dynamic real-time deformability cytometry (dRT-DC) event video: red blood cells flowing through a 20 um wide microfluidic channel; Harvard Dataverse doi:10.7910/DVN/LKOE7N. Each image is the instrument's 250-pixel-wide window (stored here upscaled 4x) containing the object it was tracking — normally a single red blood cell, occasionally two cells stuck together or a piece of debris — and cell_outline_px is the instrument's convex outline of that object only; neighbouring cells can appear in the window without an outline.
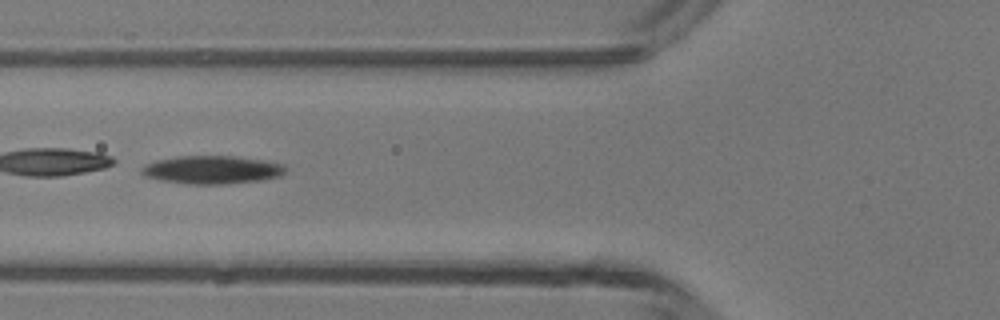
{"species": "common noctule bat (a hibernating species)", "species_latin": "Nyctalus noctula", "temperature_condition": "room temperature", "stored_images_in_passage": 40, "camera_frame_rate_fps": 3000, "um_per_image_px": 0.085, "animal": {"sex": "male", "body_mass_g": 13.3}, "frame": {"image": 1, "passage_image": 10, "time_ms": 3.0, "image_size_px": [1000, 320], "cell_outline_px": [[284, 172], [280, 176], [260, 180], [224, 184], [188, 184], [160, 180], [144, 176], [140, 172], [140, 168], [144, 164], [156, 160], [176, 156], [232, 156], [260, 160], [284, 164]], "centroid_in_image_um": [17.94, 14.43], "position_along_channel_um": 107.9, "area_um2": 23.52}}
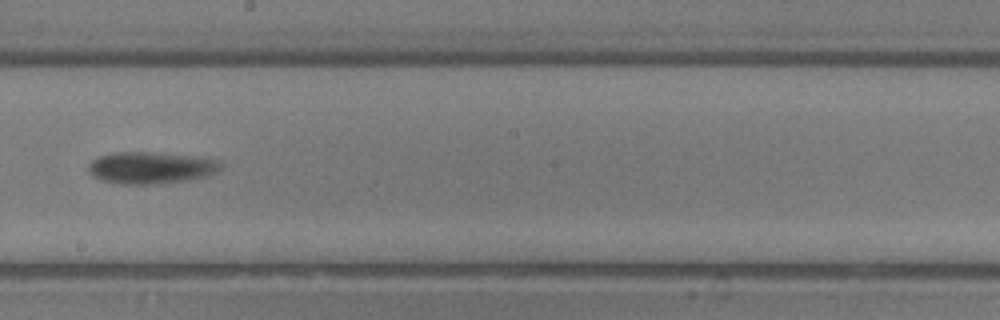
{"frame": {"image": 2, "passage_image": 19, "time_ms": 6.0, "image_size_px": [1000, 320], "cell_outline_px": [[224, 164], [216, 172], [204, 176], [184, 180], [152, 184], [124, 184], [104, 180], [92, 176], [88, 172], [88, 164], [92, 160], [100, 156], [116, 152], [148, 152], [200, 156], [220, 160]], "centroid_in_image_um": [12.84, 14.24], "position_along_channel_um": 235.4, "area_um2": 24.45}}
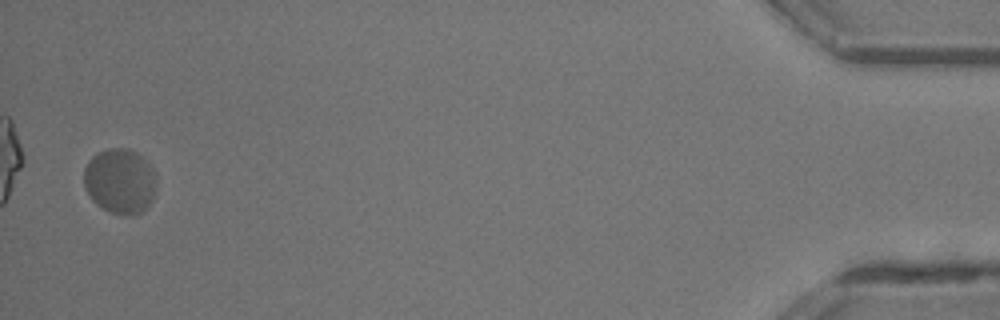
{"frame": {"image": 3, "passage_image": 39, "time_ms": 12.667, "image_size_px": [1000, 320], "cell_outline_px": [[156, 188], [152, 200], [148, 208], [132, 216], [124, 216], [108, 212], [96, 204], [92, 200], [84, 184], [84, 168], [88, 160], [96, 152], [108, 148], [128, 148], [136, 152], [152, 168], [156, 184]], "centroid_in_image_um": [10.19, 15.41], "position_along_channel_um": 425.0, "area_um2": 27.8}, "authors_computed_cell_mechanics": {"area_um2": 25.1719, "velocity_mm_per_s": 4.2415, "shape_relaxation_time_tau1_ms": 1.2554, "shape_relaxation_time_tau2_ms": 1.2186, "deformation_change_tau1": 0.2143, "deformation_change_tau2": 0.049}}